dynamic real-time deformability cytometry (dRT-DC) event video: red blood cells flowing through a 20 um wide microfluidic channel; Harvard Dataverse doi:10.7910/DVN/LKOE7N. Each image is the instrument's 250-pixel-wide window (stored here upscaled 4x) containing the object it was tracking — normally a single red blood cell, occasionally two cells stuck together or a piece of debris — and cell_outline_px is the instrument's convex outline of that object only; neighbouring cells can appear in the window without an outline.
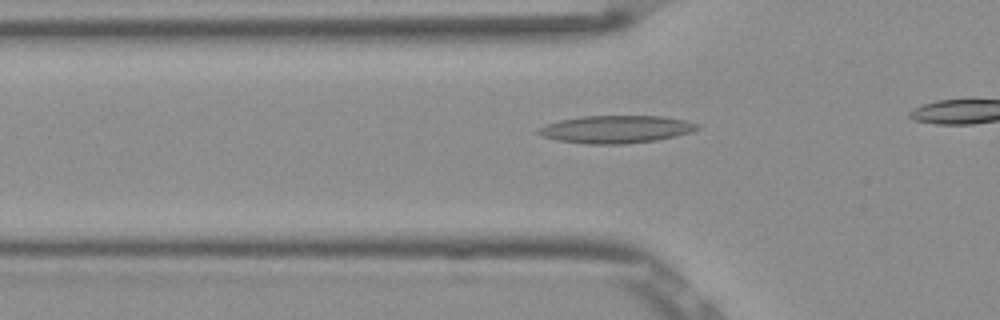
{"species": "Egyptian fruit bat (a non-hibernating species)", "species_latin": "Rousettus aegyptiacus", "temperature_condition": "room temperature", "stored_images_in_passage": 16, "camera_frame_rate_fps": 3000, "um_per_image_px": 0.085, "frame": {"image": 1, "passage_image": 10, "time_ms": 3.0, "image_size_px": [1000, 320], "cell_outline_px": [[700, 128], [692, 132], [676, 136], [656, 140], [624, 144], [588, 144], [560, 140], [544, 136], [536, 132], [536, 128], [560, 120], [580, 116], [664, 116], [688, 120], [700, 124]], "centroid_in_image_um": [52.43, 10.98], "position_along_channel_um": 73.4, "area_um2": 25.66}}
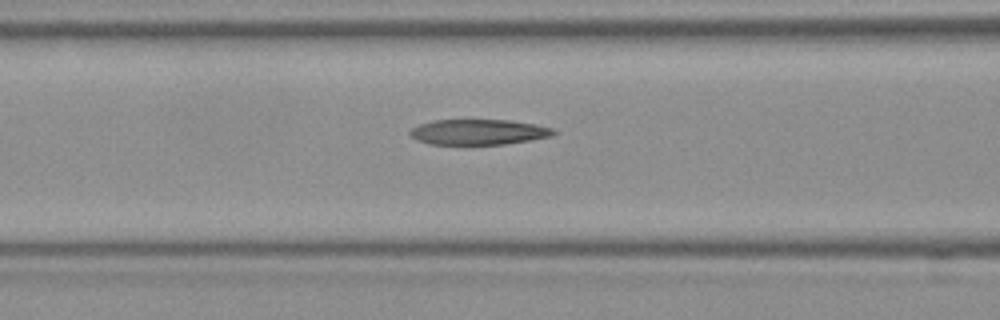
{"frame": {"image": 2, "passage_image": 14, "time_ms": 4.333, "image_size_px": [1000, 320], "cell_outline_px": [[556, 132], [552, 136], [532, 140], [504, 144], [428, 144], [416, 140], [408, 132], [412, 128], [420, 124], [436, 120], [512, 120], [536, 124], [552, 128]], "centroid_in_image_um": [40.69, 11.22], "position_along_channel_um": 125.9, "area_um2": 21.27}}